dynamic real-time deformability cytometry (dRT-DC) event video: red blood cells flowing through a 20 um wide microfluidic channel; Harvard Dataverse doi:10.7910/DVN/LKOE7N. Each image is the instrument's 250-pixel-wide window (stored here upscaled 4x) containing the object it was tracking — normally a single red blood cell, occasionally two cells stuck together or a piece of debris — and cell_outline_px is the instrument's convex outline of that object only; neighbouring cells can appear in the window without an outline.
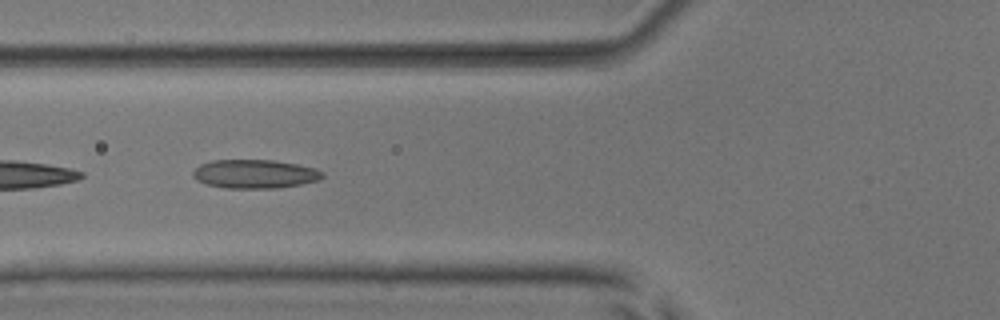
{"species": "common noctule bat (a hibernating species)", "species_latin": "Nyctalus noctula", "temperature_condition": "room temperature", "stored_images_in_passage": 7, "camera_frame_rate_fps": 3000, "um_per_image_px": 0.085, "animal": {"sex": "male", "body_mass_g": 17.9, "forearm_length_mm": 54.2}, "frame": {"image": 1, "passage_image": 5, "time_ms": 5.333, "image_size_px": [1000, 320], "cell_outline_px": [[324, 176], [320, 180], [300, 184], [276, 188], [224, 188], [208, 184], [196, 180], [192, 176], [192, 172], [200, 164], [212, 160], [272, 160], [296, 164], [316, 168], [324, 172]], "centroid_in_image_um": [21.66, 14.78], "position_along_channel_um": 104.1, "area_um2": 21.73}}
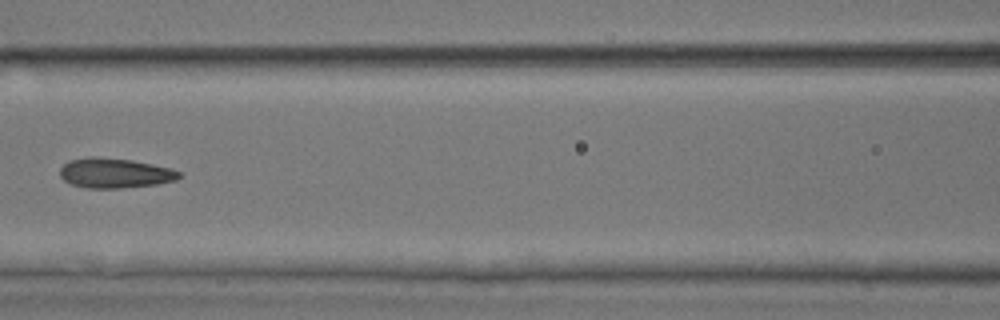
{"frame": {"image": 2, "passage_image": 6, "time_ms": 6.667, "image_size_px": [1000, 320], "cell_outline_px": [[180, 176], [176, 180], [156, 184], [120, 188], [88, 188], [72, 184], [64, 180], [60, 176], [60, 168], [68, 160], [92, 156], [96, 156], [132, 160], [152, 164], [168, 168], [180, 172]], "centroid_in_image_um": [9.72, 14.7], "position_along_channel_um": 156.9, "area_um2": 20.63}}